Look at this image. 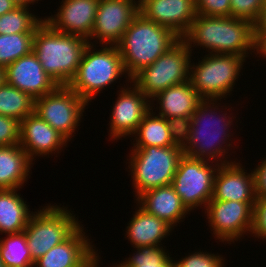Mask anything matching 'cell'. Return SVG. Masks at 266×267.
Returning <instances> with one entry per match:
<instances>
[{"instance_id": "obj_44", "label": "cell", "mask_w": 266, "mask_h": 267, "mask_svg": "<svg viewBox=\"0 0 266 267\" xmlns=\"http://www.w3.org/2000/svg\"><path fill=\"white\" fill-rule=\"evenodd\" d=\"M5 82H6L5 68L0 66V86H2Z\"/></svg>"}, {"instance_id": "obj_35", "label": "cell", "mask_w": 266, "mask_h": 267, "mask_svg": "<svg viewBox=\"0 0 266 267\" xmlns=\"http://www.w3.org/2000/svg\"><path fill=\"white\" fill-rule=\"evenodd\" d=\"M231 0H195L196 13L203 16L231 17Z\"/></svg>"}, {"instance_id": "obj_32", "label": "cell", "mask_w": 266, "mask_h": 267, "mask_svg": "<svg viewBox=\"0 0 266 267\" xmlns=\"http://www.w3.org/2000/svg\"><path fill=\"white\" fill-rule=\"evenodd\" d=\"M225 258L222 255L212 254L203 250L188 253L181 259L173 260L174 267H225Z\"/></svg>"}, {"instance_id": "obj_6", "label": "cell", "mask_w": 266, "mask_h": 267, "mask_svg": "<svg viewBox=\"0 0 266 267\" xmlns=\"http://www.w3.org/2000/svg\"><path fill=\"white\" fill-rule=\"evenodd\" d=\"M127 163L131 174L134 197L143 192L170 185L177 170L179 159L183 156L180 146H147L131 148Z\"/></svg>"}, {"instance_id": "obj_45", "label": "cell", "mask_w": 266, "mask_h": 267, "mask_svg": "<svg viewBox=\"0 0 266 267\" xmlns=\"http://www.w3.org/2000/svg\"><path fill=\"white\" fill-rule=\"evenodd\" d=\"M130 2H133L134 4H136L138 7H140V5L142 4L143 0H128Z\"/></svg>"}, {"instance_id": "obj_38", "label": "cell", "mask_w": 266, "mask_h": 267, "mask_svg": "<svg viewBox=\"0 0 266 267\" xmlns=\"http://www.w3.org/2000/svg\"><path fill=\"white\" fill-rule=\"evenodd\" d=\"M253 168L257 197H266V157Z\"/></svg>"}, {"instance_id": "obj_41", "label": "cell", "mask_w": 266, "mask_h": 267, "mask_svg": "<svg viewBox=\"0 0 266 267\" xmlns=\"http://www.w3.org/2000/svg\"><path fill=\"white\" fill-rule=\"evenodd\" d=\"M16 5L12 0H0V16L12 11Z\"/></svg>"}, {"instance_id": "obj_34", "label": "cell", "mask_w": 266, "mask_h": 267, "mask_svg": "<svg viewBox=\"0 0 266 267\" xmlns=\"http://www.w3.org/2000/svg\"><path fill=\"white\" fill-rule=\"evenodd\" d=\"M169 126V132L173 143L184 147L190 137L192 120L191 117H171L166 119Z\"/></svg>"}, {"instance_id": "obj_14", "label": "cell", "mask_w": 266, "mask_h": 267, "mask_svg": "<svg viewBox=\"0 0 266 267\" xmlns=\"http://www.w3.org/2000/svg\"><path fill=\"white\" fill-rule=\"evenodd\" d=\"M138 14L139 7L128 0H99L93 31L88 42L94 45L99 43V46H116Z\"/></svg>"}, {"instance_id": "obj_46", "label": "cell", "mask_w": 266, "mask_h": 267, "mask_svg": "<svg viewBox=\"0 0 266 267\" xmlns=\"http://www.w3.org/2000/svg\"><path fill=\"white\" fill-rule=\"evenodd\" d=\"M0 267H4V266H3V263L1 262V259H0Z\"/></svg>"}, {"instance_id": "obj_31", "label": "cell", "mask_w": 266, "mask_h": 267, "mask_svg": "<svg viewBox=\"0 0 266 267\" xmlns=\"http://www.w3.org/2000/svg\"><path fill=\"white\" fill-rule=\"evenodd\" d=\"M164 247V248H163ZM134 253L121 261L124 267H174L173 259L165 246L139 247Z\"/></svg>"}, {"instance_id": "obj_22", "label": "cell", "mask_w": 266, "mask_h": 267, "mask_svg": "<svg viewBox=\"0 0 266 267\" xmlns=\"http://www.w3.org/2000/svg\"><path fill=\"white\" fill-rule=\"evenodd\" d=\"M203 100L189 80L163 90L150 101L151 110L158 108L155 110H159L157 115L169 119L176 116L191 117ZM155 101L157 104H154Z\"/></svg>"}, {"instance_id": "obj_30", "label": "cell", "mask_w": 266, "mask_h": 267, "mask_svg": "<svg viewBox=\"0 0 266 267\" xmlns=\"http://www.w3.org/2000/svg\"><path fill=\"white\" fill-rule=\"evenodd\" d=\"M35 33H14L0 35V66L9 64L29 54L33 48Z\"/></svg>"}, {"instance_id": "obj_4", "label": "cell", "mask_w": 266, "mask_h": 267, "mask_svg": "<svg viewBox=\"0 0 266 267\" xmlns=\"http://www.w3.org/2000/svg\"><path fill=\"white\" fill-rule=\"evenodd\" d=\"M181 38L172 30L145 19L140 13L133 19L116 45L127 76L131 79L151 65Z\"/></svg>"}, {"instance_id": "obj_9", "label": "cell", "mask_w": 266, "mask_h": 267, "mask_svg": "<svg viewBox=\"0 0 266 267\" xmlns=\"http://www.w3.org/2000/svg\"><path fill=\"white\" fill-rule=\"evenodd\" d=\"M192 54L180 39L151 65L136 73L131 82L151 100L163 90L189 81Z\"/></svg>"}, {"instance_id": "obj_26", "label": "cell", "mask_w": 266, "mask_h": 267, "mask_svg": "<svg viewBox=\"0 0 266 267\" xmlns=\"http://www.w3.org/2000/svg\"><path fill=\"white\" fill-rule=\"evenodd\" d=\"M156 114L150 110L144 116L136 132L132 135L134 137V139L132 137L134 140L132 148L177 146L171 139L167 120Z\"/></svg>"}, {"instance_id": "obj_36", "label": "cell", "mask_w": 266, "mask_h": 267, "mask_svg": "<svg viewBox=\"0 0 266 267\" xmlns=\"http://www.w3.org/2000/svg\"><path fill=\"white\" fill-rule=\"evenodd\" d=\"M20 142V121L0 115V146L16 145Z\"/></svg>"}, {"instance_id": "obj_24", "label": "cell", "mask_w": 266, "mask_h": 267, "mask_svg": "<svg viewBox=\"0 0 266 267\" xmlns=\"http://www.w3.org/2000/svg\"><path fill=\"white\" fill-rule=\"evenodd\" d=\"M33 164L19 144L0 146V189H22Z\"/></svg>"}, {"instance_id": "obj_7", "label": "cell", "mask_w": 266, "mask_h": 267, "mask_svg": "<svg viewBox=\"0 0 266 267\" xmlns=\"http://www.w3.org/2000/svg\"><path fill=\"white\" fill-rule=\"evenodd\" d=\"M190 65L192 87L204 100H220L230 96L241 76L247 59L234 54L206 53ZM200 60V61H199ZM240 74V75H239Z\"/></svg>"}, {"instance_id": "obj_18", "label": "cell", "mask_w": 266, "mask_h": 267, "mask_svg": "<svg viewBox=\"0 0 266 267\" xmlns=\"http://www.w3.org/2000/svg\"><path fill=\"white\" fill-rule=\"evenodd\" d=\"M139 13L182 38L196 18L195 0H143Z\"/></svg>"}, {"instance_id": "obj_1", "label": "cell", "mask_w": 266, "mask_h": 267, "mask_svg": "<svg viewBox=\"0 0 266 267\" xmlns=\"http://www.w3.org/2000/svg\"><path fill=\"white\" fill-rule=\"evenodd\" d=\"M218 102L220 100H203L191 115L190 137L187 144L182 148L183 155L214 162L218 165L234 162V160L226 158L230 157L229 150L230 147H233L231 137L234 138L235 132L231 130L234 121L232 119L236 117L233 112L227 115L232 107L227 108L226 103L221 106V103ZM228 153L229 155H227Z\"/></svg>"}, {"instance_id": "obj_16", "label": "cell", "mask_w": 266, "mask_h": 267, "mask_svg": "<svg viewBox=\"0 0 266 267\" xmlns=\"http://www.w3.org/2000/svg\"><path fill=\"white\" fill-rule=\"evenodd\" d=\"M6 83L38 99L54 91L58 85L43 70L36 54L31 51L5 68Z\"/></svg>"}, {"instance_id": "obj_40", "label": "cell", "mask_w": 266, "mask_h": 267, "mask_svg": "<svg viewBox=\"0 0 266 267\" xmlns=\"http://www.w3.org/2000/svg\"><path fill=\"white\" fill-rule=\"evenodd\" d=\"M254 54L261 56L263 59L266 58V33H261L254 40ZM266 60V59H265Z\"/></svg>"}, {"instance_id": "obj_29", "label": "cell", "mask_w": 266, "mask_h": 267, "mask_svg": "<svg viewBox=\"0 0 266 267\" xmlns=\"http://www.w3.org/2000/svg\"><path fill=\"white\" fill-rule=\"evenodd\" d=\"M44 21L33 14L28 7L16 6L12 11L0 16V35L14 33H35Z\"/></svg>"}, {"instance_id": "obj_17", "label": "cell", "mask_w": 266, "mask_h": 267, "mask_svg": "<svg viewBox=\"0 0 266 267\" xmlns=\"http://www.w3.org/2000/svg\"><path fill=\"white\" fill-rule=\"evenodd\" d=\"M99 0H62L56 14L43 19L54 30L90 39Z\"/></svg>"}, {"instance_id": "obj_3", "label": "cell", "mask_w": 266, "mask_h": 267, "mask_svg": "<svg viewBox=\"0 0 266 267\" xmlns=\"http://www.w3.org/2000/svg\"><path fill=\"white\" fill-rule=\"evenodd\" d=\"M88 44L87 39L58 32L43 21L35 31L32 51L58 86H68Z\"/></svg>"}, {"instance_id": "obj_42", "label": "cell", "mask_w": 266, "mask_h": 267, "mask_svg": "<svg viewBox=\"0 0 266 267\" xmlns=\"http://www.w3.org/2000/svg\"><path fill=\"white\" fill-rule=\"evenodd\" d=\"M99 254H100V252L99 253L96 252L94 254V256L92 257L88 267H101L99 265L100 264V260L99 259H101L99 257ZM110 267H124V266L121 263H119V264L115 263V264H112Z\"/></svg>"}, {"instance_id": "obj_2", "label": "cell", "mask_w": 266, "mask_h": 267, "mask_svg": "<svg viewBox=\"0 0 266 267\" xmlns=\"http://www.w3.org/2000/svg\"><path fill=\"white\" fill-rule=\"evenodd\" d=\"M192 47L206 52L249 57L254 54L253 24L234 17L196 15L187 33L181 38ZM198 46V47H197Z\"/></svg>"}, {"instance_id": "obj_12", "label": "cell", "mask_w": 266, "mask_h": 267, "mask_svg": "<svg viewBox=\"0 0 266 267\" xmlns=\"http://www.w3.org/2000/svg\"><path fill=\"white\" fill-rule=\"evenodd\" d=\"M255 202L210 200L205 208L207 223L219 242L229 245L251 234Z\"/></svg>"}, {"instance_id": "obj_21", "label": "cell", "mask_w": 266, "mask_h": 267, "mask_svg": "<svg viewBox=\"0 0 266 267\" xmlns=\"http://www.w3.org/2000/svg\"><path fill=\"white\" fill-rule=\"evenodd\" d=\"M138 204L147 213L162 219L169 224L173 230L179 222H184L190 211L182 203L173 186L166 185L147 190L136 199Z\"/></svg>"}, {"instance_id": "obj_20", "label": "cell", "mask_w": 266, "mask_h": 267, "mask_svg": "<svg viewBox=\"0 0 266 267\" xmlns=\"http://www.w3.org/2000/svg\"><path fill=\"white\" fill-rule=\"evenodd\" d=\"M83 224L66 240L34 261L33 267H88L97 252ZM85 230V232H84ZM95 248V249H94Z\"/></svg>"}, {"instance_id": "obj_11", "label": "cell", "mask_w": 266, "mask_h": 267, "mask_svg": "<svg viewBox=\"0 0 266 267\" xmlns=\"http://www.w3.org/2000/svg\"><path fill=\"white\" fill-rule=\"evenodd\" d=\"M88 105L69 86H58L35 100L34 113L71 141Z\"/></svg>"}, {"instance_id": "obj_15", "label": "cell", "mask_w": 266, "mask_h": 267, "mask_svg": "<svg viewBox=\"0 0 266 267\" xmlns=\"http://www.w3.org/2000/svg\"><path fill=\"white\" fill-rule=\"evenodd\" d=\"M68 140L36 113L28 115L20 122L19 145L29 158L60 154L67 147Z\"/></svg>"}, {"instance_id": "obj_43", "label": "cell", "mask_w": 266, "mask_h": 267, "mask_svg": "<svg viewBox=\"0 0 266 267\" xmlns=\"http://www.w3.org/2000/svg\"><path fill=\"white\" fill-rule=\"evenodd\" d=\"M14 4L18 7H28L30 5H34V3H38L39 0H12Z\"/></svg>"}, {"instance_id": "obj_25", "label": "cell", "mask_w": 266, "mask_h": 267, "mask_svg": "<svg viewBox=\"0 0 266 267\" xmlns=\"http://www.w3.org/2000/svg\"><path fill=\"white\" fill-rule=\"evenodd\" d=\"M19 190L0 189V234L2 235L22 232L33 214L24 198L17 193Z\"/></svg>"}, {"instance_id": "obj_5", "label": "cell", "mask_w": 266, "mask_h": 267, "mask_svg": "<svg viewBox=\"0 0 266 267\" xmlns=\"http://www.w3.org/2000/svg\"><path fill=\"white\" fill-rule=\"evenodd\" d=\"M88 44L83 52L78 71L69 87L88 104L122 78L131 80L124 69L119 49L115 45ZM99 49V50H98ZM96 50V51H95Z\"/></svg>"}, {"instance_id": "obj_19", "label": "cell", "mask_w": 266, "mask_h": 267, "mask_svg": "<svg viewBox=\"0 0 266 267\" xmlns=\"http://www.w3.org/2000/svg\"><path fill=\"white\" fill-rule=\"evenodd\" d=\"M236 160L219 166L211 200L256 202L253 170L248 173L242 163Z\"/></svg>"}, {"instance_id": "obj_23", "label": "cell", "mask_w": 266, "mask_h": 267, "mask_svg": "<svg viewBox=\"0 0 266 267\" xmlns=\"http://www.w3.org/2000/svg\"><path fill=\"white\" fill-rule=\"evenodd\" d=\"M136 207L133 217L127 223L125 238L133 248L162 246L164 238L170 236L173 228L162 219L147 213L138 204Z\"/></svg>"}, {"instance_id": "obj_8", "label": "cell", "mask_w": 266, "mask_h": 267, "mask_svg": "<svg viewBox=\"0 0 266 267\" xmlns=\"http://www.w3.org/2000/svg\"><path fill=\"white\" fill-rule=\"evenodd\" d=\"M47 205L33 212L23 230L33 261L62 243L82 225L68 207Z\"/></svg>"}, {"instance_id": "obj_10", "label": "cell", "mask_w": 266, "mask_h": 267, "mask_svg": "<svg viewBox=\"0 0 266 267\" xmlns=\"http://www.w3.org/2000/svg\"><path fill=\"white\" fill-rule=\"evenodd\" d=\"M220 165L183 155L171 185L182 203L191 212L202 207L205 210L213 197L214 179Z\"/></svg>"}, {"instance_id": "obj_13", "label": "cell", "mask_w": 266, "mask_h": 267, "mask_svg": "<svg viewBox=\"0 0 266 267\" xmlns=\"http://www.w3.org/2000/svg\"><path fill=\"white\" fill-rule=\"evenodd\" d=\"M127 82H130L129 86ZM125 83L126 86H120L116 102L111 106L113 108L109 118L108 135L112 141L131 137L144 116L151 110V101L146 95L131 80H126Z\"/></svg>"}, {"instance_id": "obj_33", "label": "cell", "mask_w": 266, "mask_h": 267, "mask_svg": "<svg viewBox=\"0 0 266 267\" xmlns=\"http://www.w3.org/2000/svg\"><path fill=\"white\" fill-rule=\"evenodd\" d=\"M266 0H231V17L251 22L256 21Z\"/></svg>"}, {"instance_id": "obj_39", "label": "cell", "mask_w": 266, "mask_h": 267, "mask_svg": "<svg viewBox=\"0 0 266 267\" xmlns=\"http://www.w3.org/2000/svg\"><path fill=\"white\" fill-rule=\"evenodd\" d=\"M266 33V1L264 2L263 7L256 19L253 23V34L254 40L261 34Z\"/></svg>"}, {"instance_id": "obj_37", "label": "cell", "mask_w": 266, "mask_h": 267, "mask_svg": "<svg viewBox=\"0 0 266 267\" xmlns=\"http://www.w3.org/2000/svg\"><path fill=\"white\" fill-rule=\"evenodd\" d=\"M266 241V197H257L253 207V223L250 236Z\"/></svg>"}, {"instance_id": "obj_27", "label": "cell", "mask_w": 266, "mask_h": 267, "mask_svg": "<svg viewBox=\"0 0 266 267\" xmlns=\"http://www.w3.org/2000/svg\"><path fill=\"white\" fill-rule=\"evenodd\" d=\"M0 259L4 267L34 266L24 231L0 238Z\"/></svg>"}, {"instance_id": "obj_28", "label": "cell", "mask_w": 266, "mask_h": 267, "mask_svg": "<svg viewBox=\"0 0 266 267\" xmlns=\"http://www.w3.org/2000/svg\"><path fill=\"white\" fill-rule=\"evenodd\" d=\"M35 99L29 94L7 84L0 86V115L22 121L34 112Z\"/></svg>"}]
</instances>
